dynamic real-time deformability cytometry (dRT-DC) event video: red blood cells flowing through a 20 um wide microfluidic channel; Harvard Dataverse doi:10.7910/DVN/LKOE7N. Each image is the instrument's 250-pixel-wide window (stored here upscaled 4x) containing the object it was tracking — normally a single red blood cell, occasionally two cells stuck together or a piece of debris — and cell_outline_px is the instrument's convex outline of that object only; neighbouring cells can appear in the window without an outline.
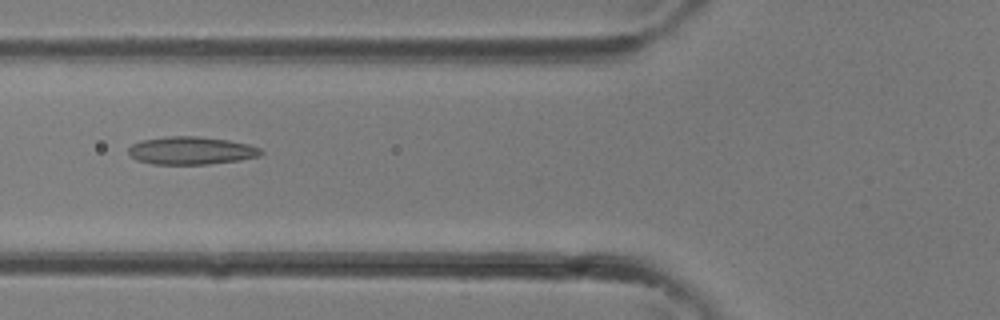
{"species": "common noctule bat (a hibernating species)", "species_latin": "Nyctalus noctula", "temperature_condition": "room temperature", "stored_images_in_passage": 21, "camera_frame_rate_fps": 3000, "um_per_image_px": 0.085, "animal": {"sex": "female"}, "frame": {"image": 1, "passage_image": 3, "time_ms": 0.667, "image_size_px": [1000, 320], "cell_outline_px": [[264, 152], [260, 156], [240, 160], [208, 164], [152, 164], [136, 160], [128, 152], [128, 148], [132, 144], [140, 140], [172, 136], [196, 136], [228, 140], [248, 144], [260, 148]], "centroid_in_image_um": [16.25, 12.8], "position_along_channel_um": 109.5, "area_um2": 21.5}}
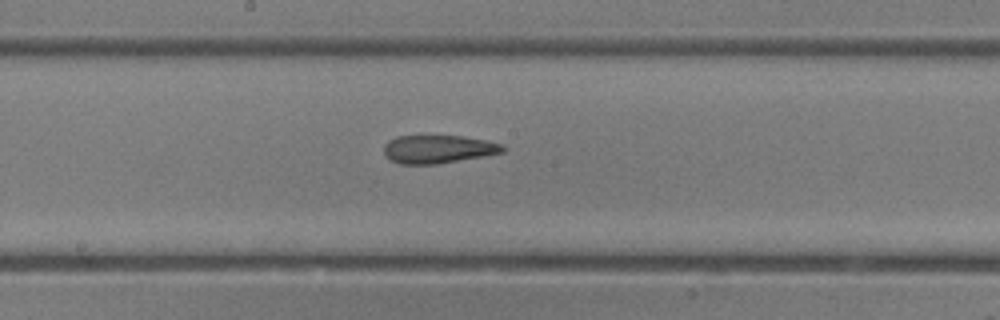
{"frame": {"image": 2, "passage_image": 8, "time_ms": 2.333, "image_size_px": [1000, 320], "cell_outline_px": [[508, 148], [504, 152], [484, 156], [436, 164], [400, 164], [388, 160], [384, 156], [384, 144], [388, 140], [396, 136], [464, 136], [504, 144]], "centroid_in_image_um": [37.23, 12.68], "position_along_channel_um": 211.0, "area_um2": 19.77}}
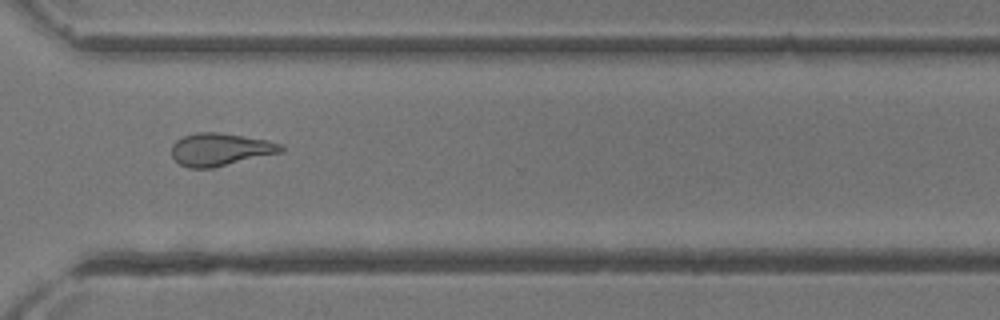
{"frame": {"image": 3, "passage_image": 15, "time_ms": 4.667, "image_size_px": [1000, 320], "cell_outline_px": [[284, 148], [280, 152], [212, 168], [188, 168], [180, 164], [172, 156], [172, 144], [176, 140], [184, 136], [196, 132], [220, 132], [268, 140], [284, 144]], "centroid_in_image_um": [18.71, 12.69], "position_along_channel_um": 351.9, "area_um2": 20.75}}